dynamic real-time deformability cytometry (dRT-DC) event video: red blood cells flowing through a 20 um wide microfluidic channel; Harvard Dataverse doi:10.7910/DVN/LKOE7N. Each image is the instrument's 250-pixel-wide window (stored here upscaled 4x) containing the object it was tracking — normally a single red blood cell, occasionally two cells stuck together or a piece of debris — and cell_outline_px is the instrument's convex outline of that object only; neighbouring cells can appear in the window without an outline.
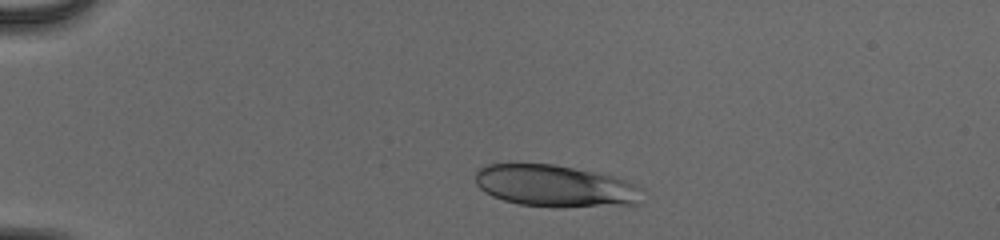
{"species": "human", "species_latin": "Homo sapiens", "temperature_condition": "cold", "stored_images_in_passage": 37, "camera_frame_rate_fps": 3000, "um_per_image_px": 0.085, "donor": {"sex": "male"}, "frame": {"image": 1, "passage_image": 2, "time_ms": 0.333, "image_size_px": [1000, 240], "cell_outline_px": [[644, 188], [640, 204], [556, 208], [520, 204], [504, 200], [492, 196], [484, 192], [476, 184], [476, 172], [480, 168], [488, 164], [552, 164], [600, 172], [616, 176], [636, 184]], "centroid_in_image_um": [47.27, 15.82], "position_along_channel_um": 37.7, "area_um2": 41.38}}
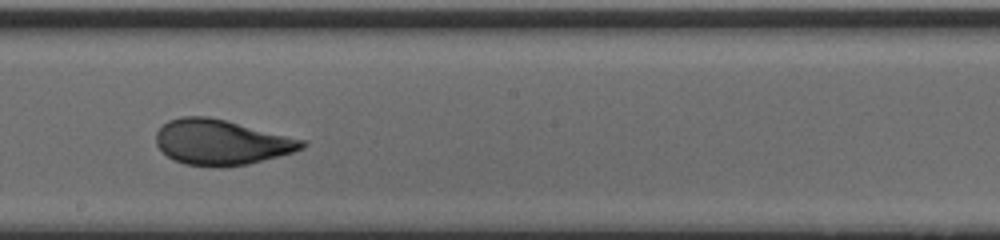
{"frame": {"image": 2, "passage_image": 21, "time_ms": 6.667, "image_size_px": [1000, 240], "cell_outline_px": [[308, 144], [304, 148], [292, 152], [248, 164], [216, 168], [184, 164], [168, 156], [156, 144], [156, 132], [168, 120], [180, 116], [208, 116], [308, 140]], "centroid_in_image_um": [18.83, 12.09], "position_along_channel_um": 229.4, "area_um2": 38.61}}
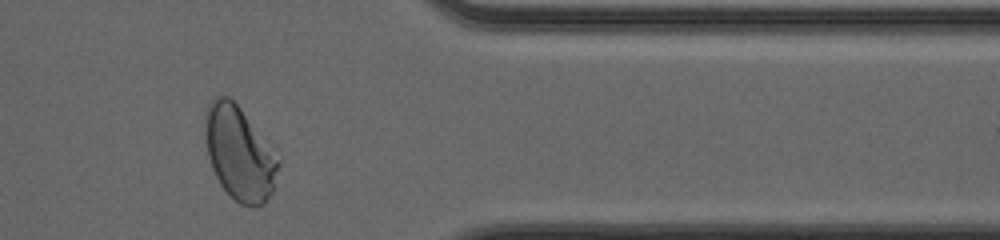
{"frame": {"image": 3, "passage_image": 34, "time_ms": 11.0, "image_size_px": [1000, 240], "cell_outline_px": [[280, 164], [272, 192], [264, 204], [240, 204], [220, 184], [212, 168], [208, 156], [208, 104], [216, 96], [228, 96], [240, 108], [280, 160]], "centroid_in_image_um": [20.39, 13.06], "position_along_channel_um": 391.0, "area_um2": 38.32}, "authors_computed_cell_mechanics": {"area_um2": 38.6104, "velocity_mm_per_s": 3.9831, "shape_relaxation_time_tau1_ms": 5.2822, "shape_relaxation_time_tau2_ms": null, "deformation_change_tau1": 0.1863, "deformation_change_tau2": null}}